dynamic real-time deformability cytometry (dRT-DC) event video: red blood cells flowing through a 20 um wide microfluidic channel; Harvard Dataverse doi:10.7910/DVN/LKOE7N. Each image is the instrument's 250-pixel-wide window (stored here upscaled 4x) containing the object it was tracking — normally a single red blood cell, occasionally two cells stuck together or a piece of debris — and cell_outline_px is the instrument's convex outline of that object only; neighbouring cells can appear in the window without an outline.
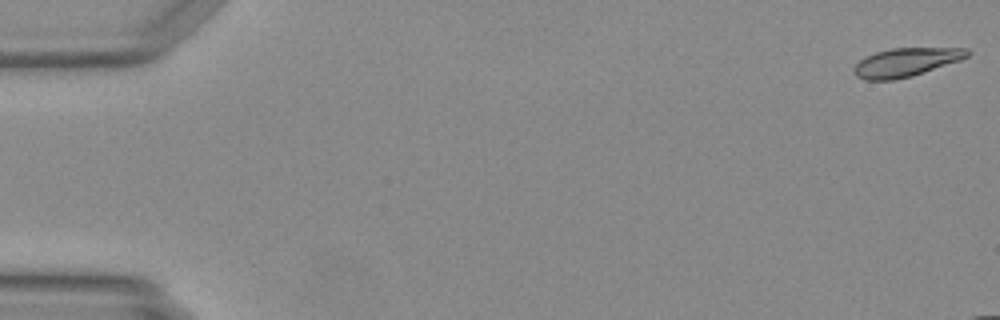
{"species": "Egyptian fruit bat (a non-hibernating species)", "species_latin": "Rousettus aegyptiacus", "temperature_condition": "warm", "stored_images_in_passage": 6, "camera_frame_rate_fps": 3000, "um_per_image_px": 0.085, "animal": {"sex": "female"}, "frame": {"image": 1, "passage_image": 1, "time_ms": 0.0, "image_size_px": [1000, 320], "cell_outline_px": [[972, 52], [968, 56], [960, 60], [912, 76], [892, 80], [864, 80], [856, 76], [852, 72], [852, 68], [860, 60], [876, 52], [892, 48], [968, 48]], "centroid_in_image_um": [77.0, 5.29], "position_along_channel_um": 8.0, "area_um2": 18.84}}